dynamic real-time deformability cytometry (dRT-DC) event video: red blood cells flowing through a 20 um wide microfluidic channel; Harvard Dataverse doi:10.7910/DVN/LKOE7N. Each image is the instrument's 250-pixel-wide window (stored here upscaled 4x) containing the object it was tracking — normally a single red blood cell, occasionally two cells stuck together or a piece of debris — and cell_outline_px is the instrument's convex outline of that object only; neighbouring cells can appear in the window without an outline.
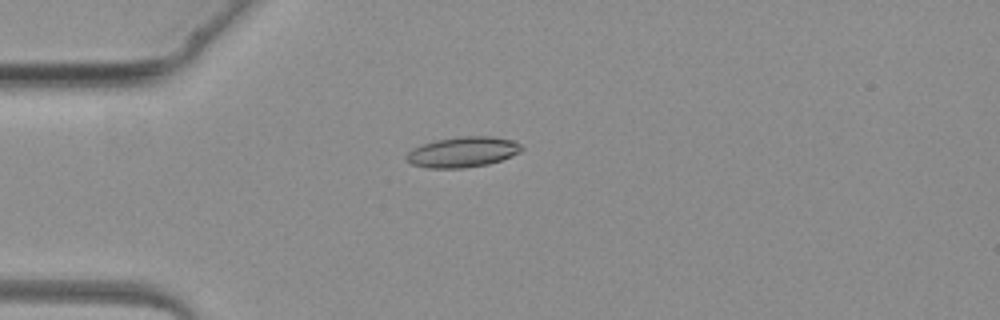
{"species": "common noctule bat (a hibernating species)", "species_latin": "Nyctalus noctula", "temperature_condition": "warm", "stored_images_in_passage": 2, "camera_frame_rate_fps": 3000, "um_per_image_px": 0.085, "animal": {"sex": "female", "body_mass_g": 19.3, "forearm_length_mm": 54.1}, "frame": {"image": 1, "passage_image": 2, "time_ms": 2.0, "image_size_px": [1000, 320], "cell_outline_px": [[524, 148], [520, 152], [512, 156], [488, 164], [464, 168], [428, 168], [412, 164], [404, 160], [404, 156], [412, 148], [420, 144], [436, 140], [460, 136], [492, 136], [516, 140]], "centroid_in_image_um": [39.32, 12.91], "position_along_channel_um": 45.7, "area_um2": 20.75}}